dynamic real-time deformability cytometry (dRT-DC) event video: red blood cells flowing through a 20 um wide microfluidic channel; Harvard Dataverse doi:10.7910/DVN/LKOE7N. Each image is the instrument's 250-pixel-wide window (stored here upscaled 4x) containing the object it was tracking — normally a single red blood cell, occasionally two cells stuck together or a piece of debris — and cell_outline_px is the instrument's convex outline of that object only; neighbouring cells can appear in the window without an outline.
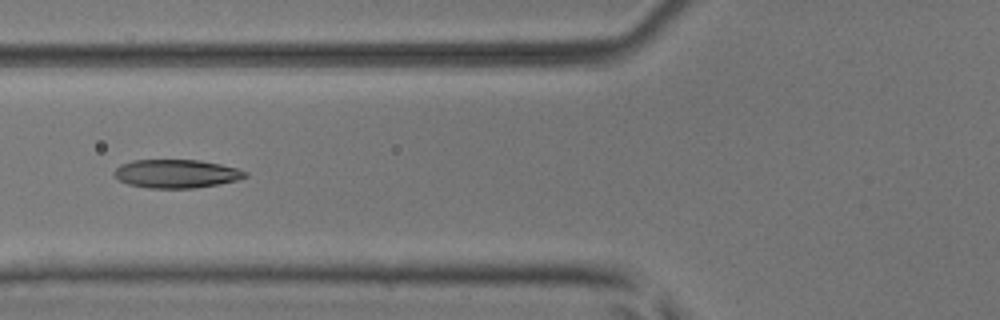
{"species": "common noctule bat (a hibernating species)", "species_latin": "Nyctalus noctula", "temperature_condition": "room temperature", "stored_images_in_passage": 6, "camera_frame_rate_fps": 3000, "um_per_image_px": 0.085, "animal": {"sex": "male", "body_mass_g": 17.9, "forearm_length_mm": 54.2}, "frame": {"image": 1, "passage_image": 5, "time_ms": 1.333, "image_size_px": [1000, 320], "cell_outline_px": [[248, 176], [236, 180], [216, 184], [192, 188], [148, 188], [128, 184], [120, 180], [112, 172], [120, 164], [132, 160], [200, 160], [220, 164], [236, 168], [248, 172]], "centroid_in_image_um": [14.96, 14.76], "position_along_channel_um": 110.8, "area_um2": 21.62}}
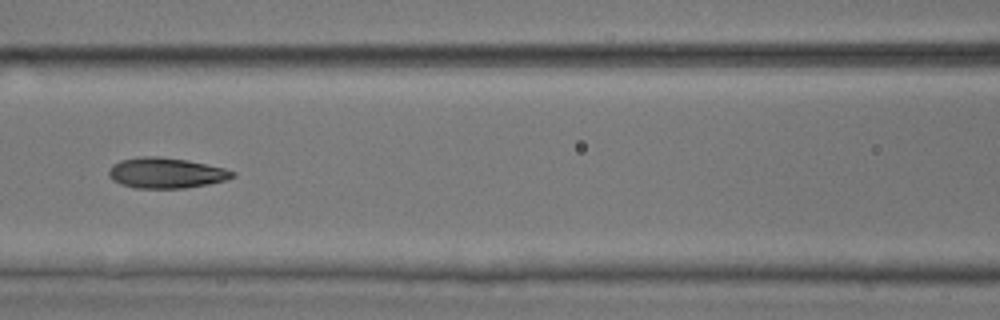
{"frame": {"image": 2, "passage_image": 6, "time_ms": 1.667, "image_size_px": [1000, 320], "cell_outline_px": [[236, 176], [224, 180], [208, 184], [184, 188], [136, 188], [120, 184], [112, 180], [108, 176], [108, 172], [112, 164], [120, 160], [140, 156], [160, 156], [188, 160], [224, 168], [236, 172]], "centroid_in_image_um": [14.08, 14.69], "position_along_channel_um": 152.5, "area_um2": 22.14}}